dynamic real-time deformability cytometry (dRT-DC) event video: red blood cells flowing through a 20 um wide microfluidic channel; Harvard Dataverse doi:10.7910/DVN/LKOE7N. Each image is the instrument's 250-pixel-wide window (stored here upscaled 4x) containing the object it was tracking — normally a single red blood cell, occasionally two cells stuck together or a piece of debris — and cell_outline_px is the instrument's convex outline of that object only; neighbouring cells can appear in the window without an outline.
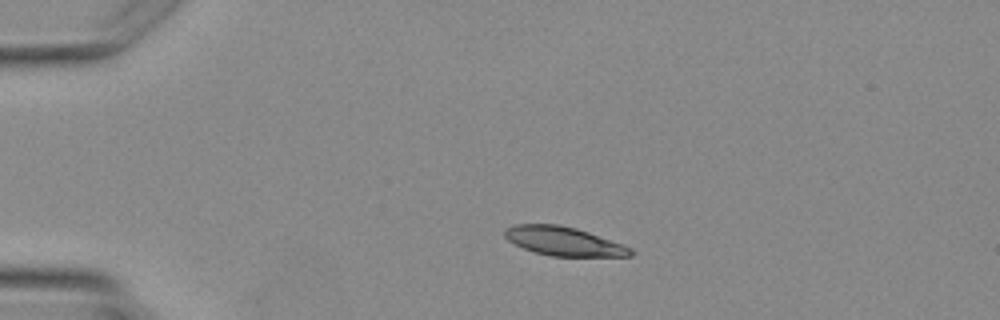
{"species": "Egyptian fruit bat (a non-hibernating species)", "species_latin": "Rousettus aegyptiacus", "temperature_condition": "warm", "stored_images_in_passage": 2, "camera_frame_rate_fps": 3000, "um_per_image_px": 0.085, "animal": {"sex": "female"}, "frame": {"image": 1, "passage_image": 2, "time_ms": 1.0, "image_size_px": [1000, 320], "cell_outline_px": [[636, 252], [632, 256], [552, 256], [536, 252], [524, 248], [508, 240], [504, 236], [504, 228], [512, 224], [560, 224], [576, 228], [588, 232], [632, 248]], "centroid_in_image_um": [47.9, 20.49], "position_along_channel_um": 37.1, "area_um2": 21.1}}